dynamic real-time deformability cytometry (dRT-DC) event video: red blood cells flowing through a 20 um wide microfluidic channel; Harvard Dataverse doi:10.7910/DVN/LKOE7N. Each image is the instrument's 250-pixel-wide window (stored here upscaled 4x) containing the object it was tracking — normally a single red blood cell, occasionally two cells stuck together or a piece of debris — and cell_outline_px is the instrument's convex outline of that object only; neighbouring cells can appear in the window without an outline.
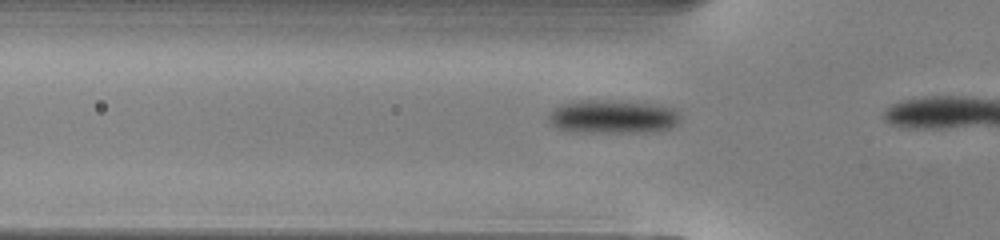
{"species": "common noctule bat (a hibernating species)", "species_latin": "Nyctalus noctula", "temperature_condition": "warm", "stored_images_in_passage": 14, "camera_frame_rate_fps": 3000, "um_per_image_px": 0.085, "animal": {"sex": "male", "body_mass_g": 13.0, "forearm_length_mm": 53.1}, "frame": {"image": 1, "passage_image": 12, "time_ms": 3.667, "image_size_px": [1000, 240], "cell_outline_px": [[680, 124], [672, 128], [660, 132], [572, 132], [560, 128], [552, 124], [548, 120], [548, 116], [560, 104], [580, 100], [608, 100], [652, 104], [672, 108], [680, 112]], "centroid_in_image_um": [52.16, 9.93], "position_along_channel_um": 73.6, "area_um2": 25.95}}